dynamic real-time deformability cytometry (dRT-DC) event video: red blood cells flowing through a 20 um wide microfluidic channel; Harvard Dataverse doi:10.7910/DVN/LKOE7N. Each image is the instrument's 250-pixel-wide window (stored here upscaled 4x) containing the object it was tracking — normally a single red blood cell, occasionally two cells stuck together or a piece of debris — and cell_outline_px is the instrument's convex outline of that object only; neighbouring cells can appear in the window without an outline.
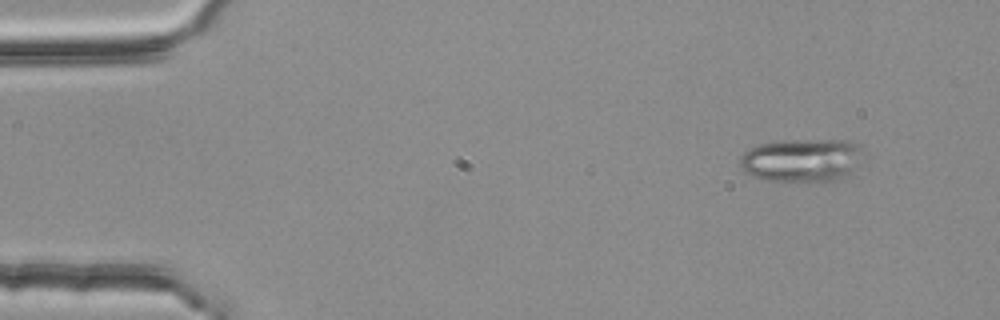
{"species": "common noctule bat (a hibernating species)", "species_latin": "Nyctalus noctula", "temperature_condition": "room temperature", "stored_images_in_passage": 4, "camera_frame_rate_fps": 3000, "um_per_image_px": 0.085, "animal": {"sex": "female", "body_mass_g": 25.1}, "frame": {"image": 1, "passage_image": 2, "time_ms": 0.333, "image_size_px": [1000, 320], "cell_outline_px": [[860, 148], [856, 164], [840, 180], [824, 184], [764, 180], [752, 176], [744, 172], [740, 168], [740, 156], [744, 152], [756, 144], [784, 140], [848, 140], [856, 144]], "centroid_in_image_um": [68.06, 13.65], "position_along_channel_um": 16.9, "area_um2": 31.56}}